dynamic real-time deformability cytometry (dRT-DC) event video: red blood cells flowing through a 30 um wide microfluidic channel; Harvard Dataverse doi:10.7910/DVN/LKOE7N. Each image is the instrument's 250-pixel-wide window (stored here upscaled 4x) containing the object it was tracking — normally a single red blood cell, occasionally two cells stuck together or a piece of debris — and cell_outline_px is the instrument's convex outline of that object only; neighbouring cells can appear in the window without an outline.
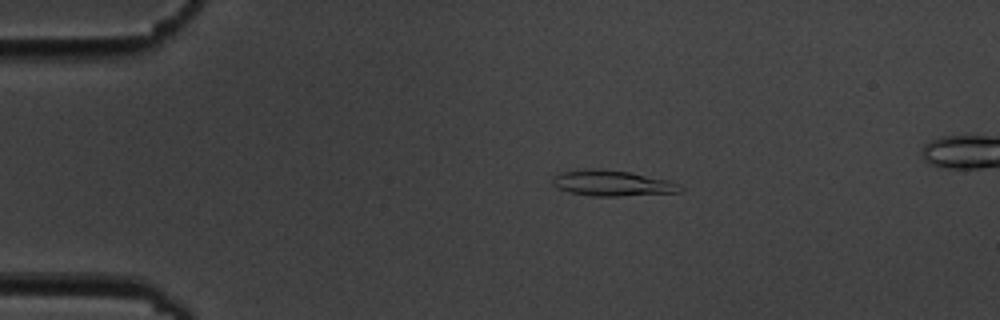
{"species": "common noctule bat (a hibernating species)", "species_latin": "Nyctalus noctula", "temperature_condition": "cold", "stored_images_in_passage": 10, "camera_frame_rate_fps": 3000, "um_per_image_px": 0.085, "animal": {"sex": "male", "body_mass_g": 19.5, "forearm_length_mm": 54.6}, "frame": {"image": 1, "passage_image": 2, "time_ms": 1.0, "image_size_px": [1000, 320], "cell_outline_px": [[684, 188], [680, 192], [620, 196], [592, 196], [568, 192], [556, 188], [552, 184], [552, 176], [560, 172], [592, 168], [596, 168], [628, 172], [668, 180], [680, 184]], "centroid_in_image_um": [52.0, 15.57], "position_along_channel_um": 33.0, "area_um2": 19.19}}
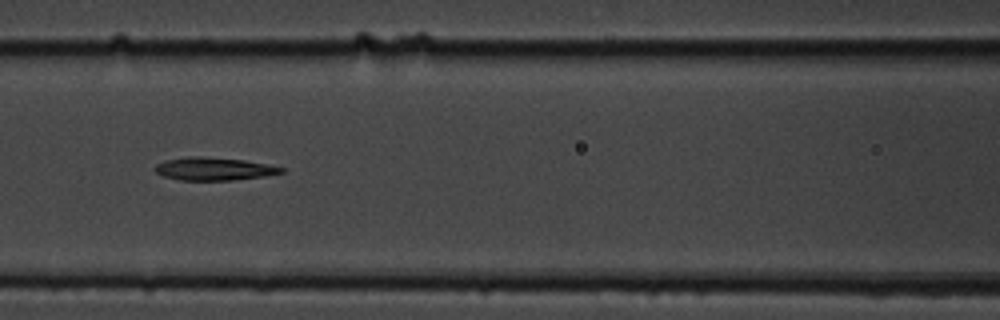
{"frame": {"image": 2, "passage_image": 6, "time_ms": 5.667, "image_size_px": [1000, 320], "cell_outline_px": [[284, 172], [264, 176], [232, 180], [180, 180], [164, 176], [156, 172], [152, 168], [156, 164], [168, 160], [188, 156], [200, 156], [244, 160], [284, 168]], "centroid_in_image_um": [18.14, 14.35], "position_along_channel_um": 148.5, "area_um2": 16.65}}
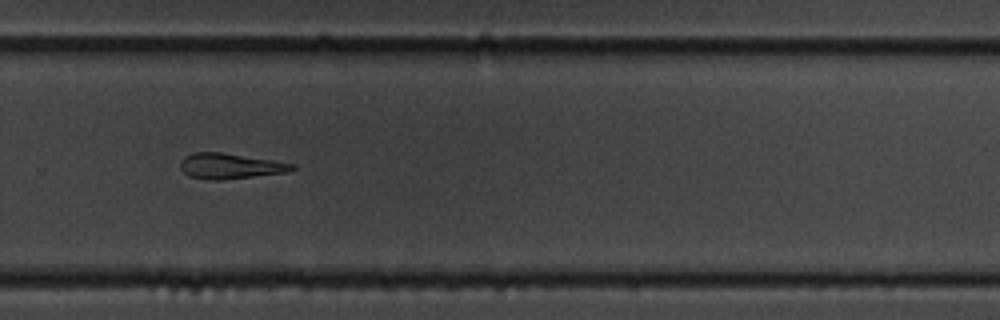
{"frame": {"image": 3, "passage_image": 10, "time_ms": 10.333, "image_size_px": [1000, 320], "cell_outline_px": [[296, 168], [288, 172], [224, 180], [208, 180], [188, 176], [180, 168], [180, 160], [184, 156], [192, 152], [220, 152], [272, 160], [296, 164]], "centroid_in_image_um": [19.53, 14.12], "position_along_channel_um": 310.3, "area_um2": 16.76}}